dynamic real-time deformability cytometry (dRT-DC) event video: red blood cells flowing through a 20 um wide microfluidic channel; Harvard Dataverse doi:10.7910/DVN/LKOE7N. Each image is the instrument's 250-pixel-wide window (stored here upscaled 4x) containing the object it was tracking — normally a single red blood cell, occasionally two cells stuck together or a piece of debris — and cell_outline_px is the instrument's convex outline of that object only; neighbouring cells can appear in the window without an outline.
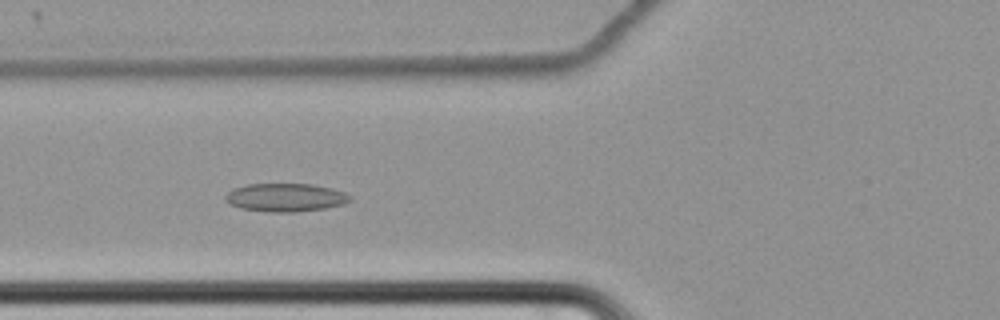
{"species": "common noctule bat (a hibernating species)", "species_latin": "Nyctalus noctula", "temperature_condition": "cold", "stored_images_in_passage": 66, "camera_frame_rate_fps": 3000, "um_per_image_px": 0.085, "animal": {"sex": "female", "body_mass_g": 22.7, "forearm_length_mm": 54.2}, "frame": {"image": 1, "passage_image": 29, "time_ms": 9.333, "image_size_px": [1000, 320], "cell_outline_px": [[352, 200], [344, 204], [324, 208], [296, 212], [272, 212], [240, 208], [224, 200], [224, 196], [232, 188], [248, 184], [312, 184], [344, 192], [352, 196]], "centroid_in_image_um": [24.26, 16.78], "position_along_channel_um": 101.5, "area_um2": 20.46}}
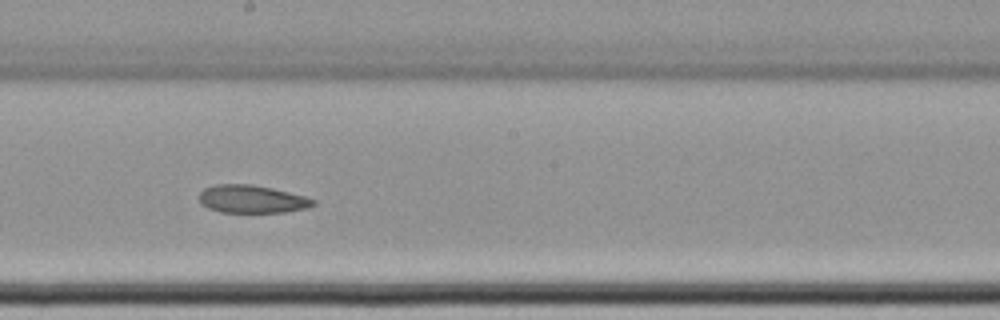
{"frame": {"image": 2, "passage_image": 40, "time_ms": 13.0, "image_size_px": [1000, 320], "cell_outline_px": [[316, 204], [308, 208], [284, 212], [220, 212], [208, 208], [200, 204], [200, 192], [204, 188], [216, 184], [252, 184], [272, 188], [304, 196], [316, 200]], "centroid_in_image_um": [21.41, 16.92], "position_along_channel_um": 226.8, "area_um2": 18.55}}
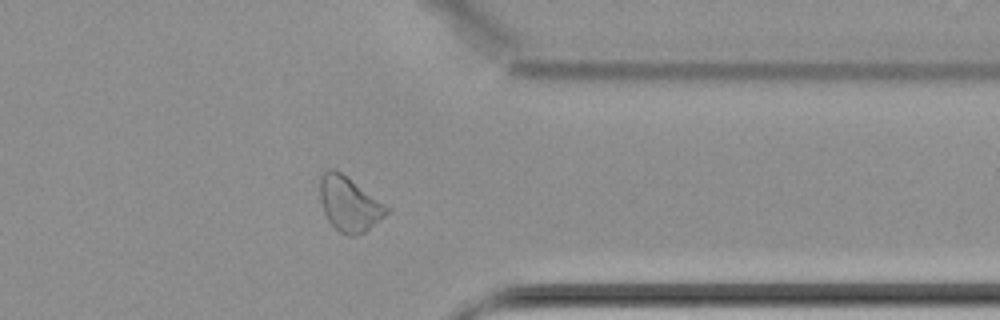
{"frame": {"image": 3, "passage_image": 54, "time_ms": 17.667, "image_size_px": [1000, 320], "cell_outline_px": [[392, 208], [384, 216], [364, 232], [356, 236], [348, 236], [340, 232], [328, 220], [324, 212], [320, 200], [320, 176], [328, 168], [332, 168], [340, 172]], "centroid_in_image_um": [29.68, 17.34], "position_along_channel_um": 381.7, "area_um2": 21.1}, "authors_computed_cell_mechanics": {"area_um2": 22.1663, "velocity_mm_per_s": 3.4197, "shape_relaxation_time_tau1_ms": null, "shape_relaxation_time_tau2_ms": 5.8978, "deformation_change_tau1": null, "deformation_change_tau2": 0.0854}}